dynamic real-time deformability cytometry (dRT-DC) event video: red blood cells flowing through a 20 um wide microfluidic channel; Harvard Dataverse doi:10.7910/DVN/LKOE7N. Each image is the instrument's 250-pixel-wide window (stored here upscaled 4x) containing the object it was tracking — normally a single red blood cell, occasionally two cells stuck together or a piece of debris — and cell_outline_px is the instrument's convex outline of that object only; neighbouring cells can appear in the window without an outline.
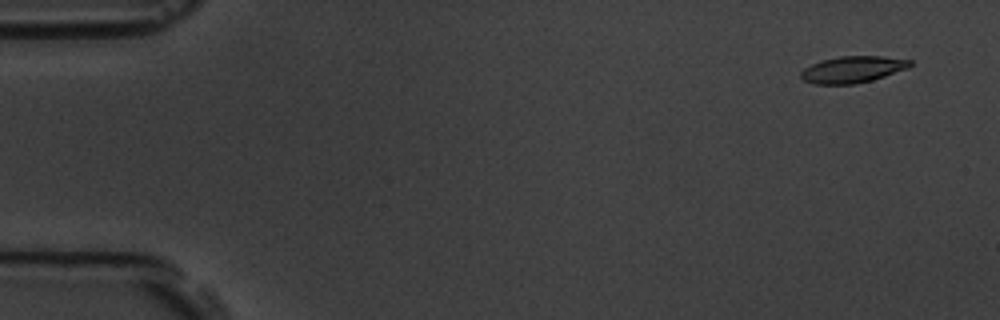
{"species": "common noctule bat (a hibernating species)", "species_latin": "Nyctalus noctula", "temperature_condition": "room temperature", "stored_images_in_passage": 5, "camera_frame_rate_fps": 3000, "um_per_image_px": 0.085, "animal": {"sex": "male", "body_mass_g": 19.5, "forearm_length_mm": 54.6}, "frame": {"image": 1, "passage_image": 1, "time_ms": 0.0, "image_size_px": [1000, 320], "cell_outline_px": [[912, 64], [908, 68], [872, 80], [856, 84], [816, 84], [804, 80], [800, 76], [800, 72], [804, 68], [820, 60], [840, 56], [880, 56], [912, 60]], "centroid_in_image_um": [72.46, 5.9], "position_along_channel_um": 12.5, "area_um2": 16.88}}
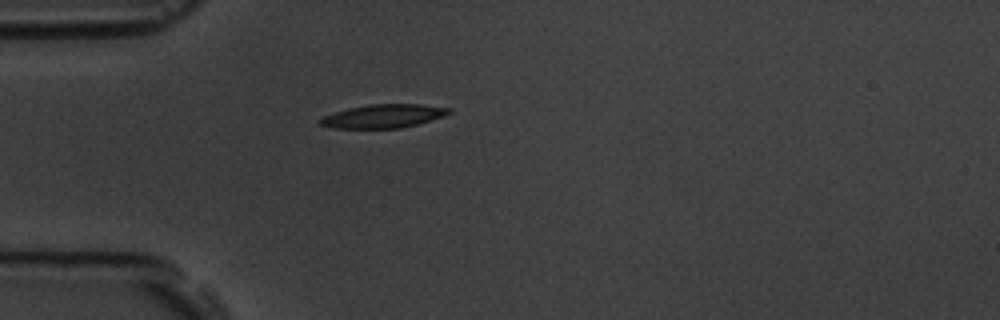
{"frame": {"image": 2, "passage_image": 5, "time_ms": 4.333, "image_size_px": [1000, 320], "cell_outline_px": [[452, 112], [444, 116], [416, 124], [400, 128], [332, 128], [320, 124], [316, 120], [324, 116], [348, 108], [368, 104], [420, 104], [452, 108]], "centroid_in_image_um": [32.59, 9.86], "position_along_channel_um": 52.4, "area_um2": 17.63}}